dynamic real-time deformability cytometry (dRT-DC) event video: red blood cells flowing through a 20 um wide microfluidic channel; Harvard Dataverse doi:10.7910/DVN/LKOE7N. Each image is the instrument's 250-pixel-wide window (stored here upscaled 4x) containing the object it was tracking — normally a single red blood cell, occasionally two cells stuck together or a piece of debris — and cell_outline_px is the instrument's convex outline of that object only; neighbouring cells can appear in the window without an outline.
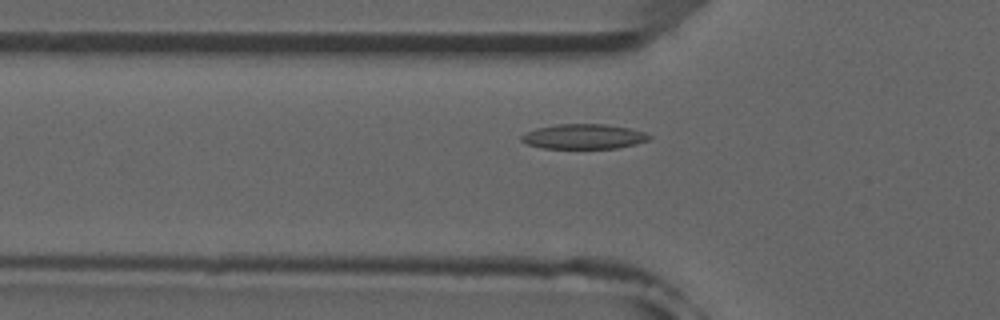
{"species": "common noctule bat (a hibernating species)", "species_latin": "Nyctalus noctula", "temperature_condition": "room temperature", "stored_images_in_passage": 11, "camera_frame_rate_fps": 3000, "um_per_image_px": 0.085, "animal": {"sex": "male", "forearm_length_mm": 52.5}, "frame": {"image": 1, "passage_image": 2, "time_ms": 0.333, "image_size_px": [1000, 320], "cell_outline_px": [[652, 136], [648, 140], [636, 144], [616, 148], [544, 148], [528, 144], [520, 140], [520, 136], [536, 128], [556, 124], [604, 124], [632, 128], [644, 132]], "centroid_in_image_um": [49.64, 11.6], "position_along_channel_um": 76.2, "area_um2": 18.5}}
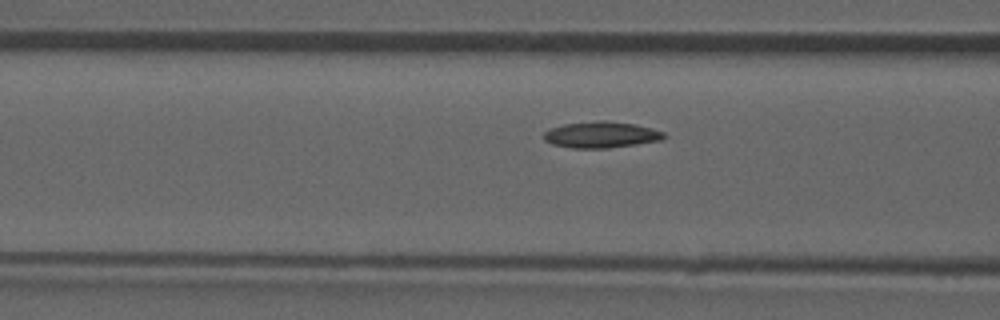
{"frame": {"image": 2, "passage_image": 5, "time_ms": 1.333, "image_size_px": [1000, 320], "cell_outline_px": [[668, 136], [664, 140], [608, 148], [572, 148], [552, 144], [544, 140], [544, 132], [552, 128], [564, 124], [596, 120], [604, 120], [636, 124], [652, 128], [664, 132]], "centroid_in_image_um": [51.15, 11.45], "position_along_channel_um": 115.5, "area_um2": 18.55}}